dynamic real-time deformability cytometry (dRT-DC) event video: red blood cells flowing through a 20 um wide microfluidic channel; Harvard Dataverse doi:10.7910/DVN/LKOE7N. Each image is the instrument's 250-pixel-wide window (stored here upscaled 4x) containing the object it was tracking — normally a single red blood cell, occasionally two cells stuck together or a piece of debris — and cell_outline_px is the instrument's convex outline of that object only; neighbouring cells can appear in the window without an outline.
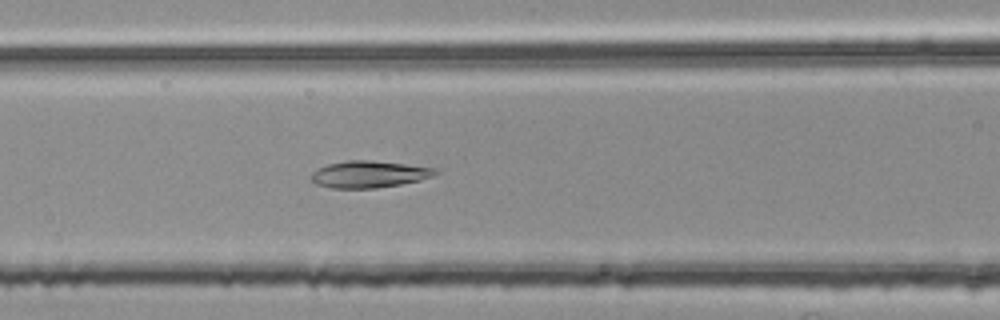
{"species": "common noctule bat (a hibernating species)", "species_latin": "Nyctalus noctula", "temperature_condition": "room temperature", "stored_images_in_passage": 45, "camera_frame_rate_fps": 3000, "um_per_image_px": 0.085, "animal": {"sex": "female", "body_mass_g": 25.1}, "frame": {"image": 1, "passage_image": 14, "time_ms": 4.333, "image_size_px": [1000, 320], "cell_outline_px": [[440, 172], [432, 176], [420, 180], [400, 184], [376, 188], [332, 188], [316, 184], [312, 180], [312, 172], [328, 164], [348, 160], [368, 160], [404, 164], [436, 168]], "centroid_in_image_um": [31.39, 14.81], "position_along_channel_um": 135.2, "area_um2": 19.19}}
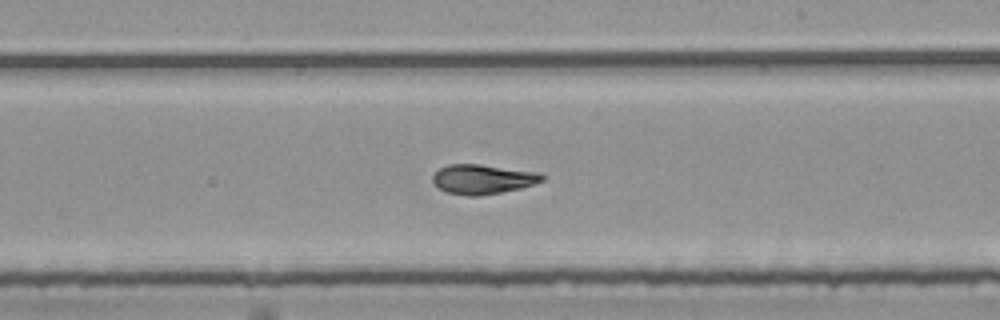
{"frame": {"image": 2, "passage_image": 23, "time_ms": 7.333, "image_size_px": [1000, 320], "cell_outline_px": [[544, 180], [520, 188], [480, 196], [468, 196], [448, 192], [440, 188], [432, 180], [432, 176], [440, 168], [448, 164], [480, 164], [540, 172], [544, 176]], "centroid_in_image_um": [41.04, 15.22], "position_along_channel_um": 248.0, "area_um2": 18.73}}
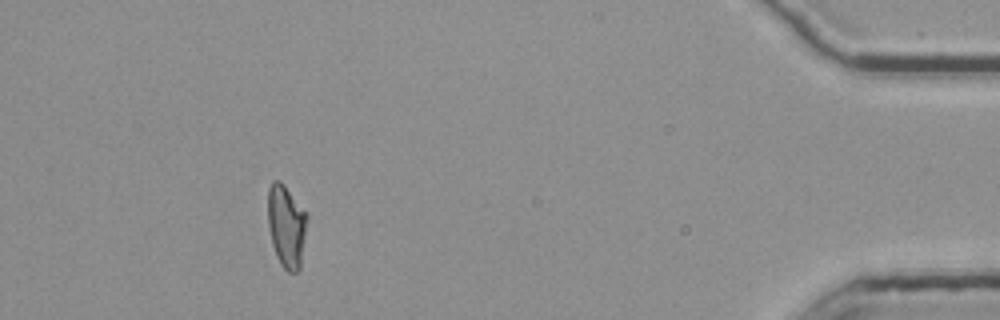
{"frame": {"image": 3, "passage_image": 41, "time_ms": 13.333, "image_size_px": [1000, 320], "cell_outline_px": [[308, 220], [300, 268], [296, 272], [288, 272], [280, 264], [276, 256], [272, 244], [268, 224], [268, 188], [272, 180], [280, 180], [284, 184], [308, 216]], "centroid_in_image_um": [24.34, 19.22], "position_along_channel_um": 410.9, "area_um2": 18.96}, "authors_computed_cell_mechanics": {"area_um2": 18.9006, "velocity_mm_per_s": 3.7713, "shape_relaxation_time_tau1_ms": null, "shape_relaxation_time_tau2_ms": 2.7087, "deformation_change_tau1": null, "deformation_change_tau2": 0.0868}}